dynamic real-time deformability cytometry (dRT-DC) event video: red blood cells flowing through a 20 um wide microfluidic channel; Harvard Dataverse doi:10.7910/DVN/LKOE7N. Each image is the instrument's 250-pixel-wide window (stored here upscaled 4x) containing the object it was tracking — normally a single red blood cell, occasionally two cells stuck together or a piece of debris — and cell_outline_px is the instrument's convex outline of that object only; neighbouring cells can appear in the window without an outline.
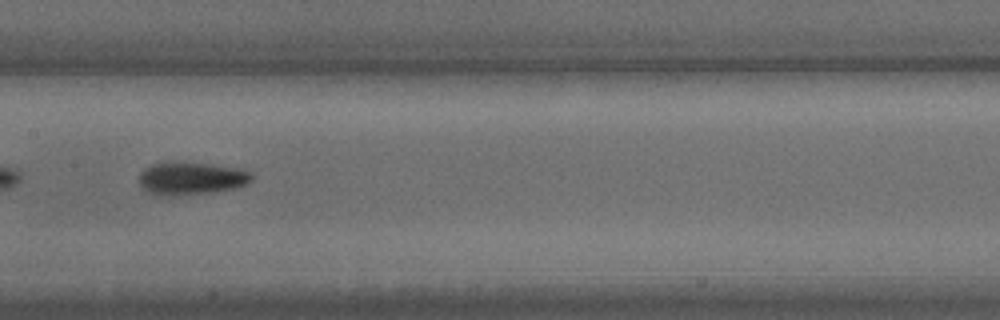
{"species": "common noctule bat (a hibernating species)", "species_latin": "Nyctalus noctula", "temperature_condition": "warm", "stored_images_in_passage": 29, "camera_frame_rate_fps": 3000, "um_per_image_px": 0.085, "animal": {"sex": "male", "body_mass_g": 15.6}, "frame": {"image": 1, "passage_image": 9, "time_ms": 2.667, "image_size_px": [1000, 320], "cell_outline_px": [[252, 180], [248, 184], [232, 188], [208, 192], [160, 196], [148, 192], [140, 184], [140, 172], [144, 168], [160, 160], [172, 160], [244, 168], [252, 176]], "centroid_in_image_um": [16.21, 15.11], "position_along_channel_um": 191.2, "area_um2": 21.68}}
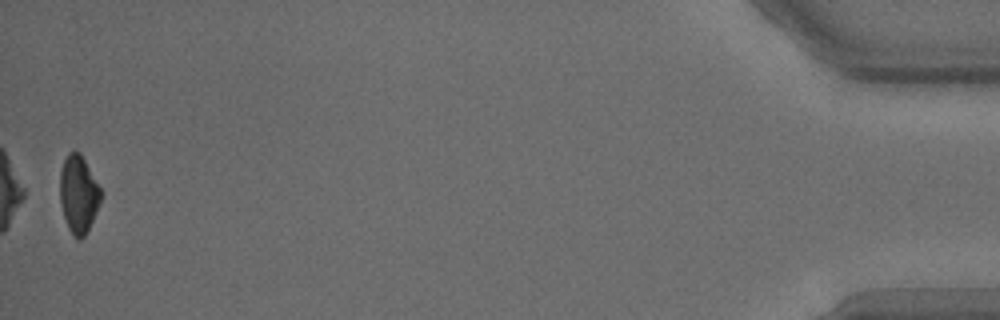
{"frame": {"image": 2, "passage_image": 29, "time_ms": 9.333, "image_size_px": [1000, 320], "cell_outline_px": [[104, 192], [92, 220], [84, 236], [80, 240], [68, 228], [64, 216], [60, 200], [60, 172], [64, 160], [68, 152], [80, 152]], "centroid_in_image_um": [6.69, 16.46], "position_along_channel_um": 428.5, "area_um2": 18.32}}